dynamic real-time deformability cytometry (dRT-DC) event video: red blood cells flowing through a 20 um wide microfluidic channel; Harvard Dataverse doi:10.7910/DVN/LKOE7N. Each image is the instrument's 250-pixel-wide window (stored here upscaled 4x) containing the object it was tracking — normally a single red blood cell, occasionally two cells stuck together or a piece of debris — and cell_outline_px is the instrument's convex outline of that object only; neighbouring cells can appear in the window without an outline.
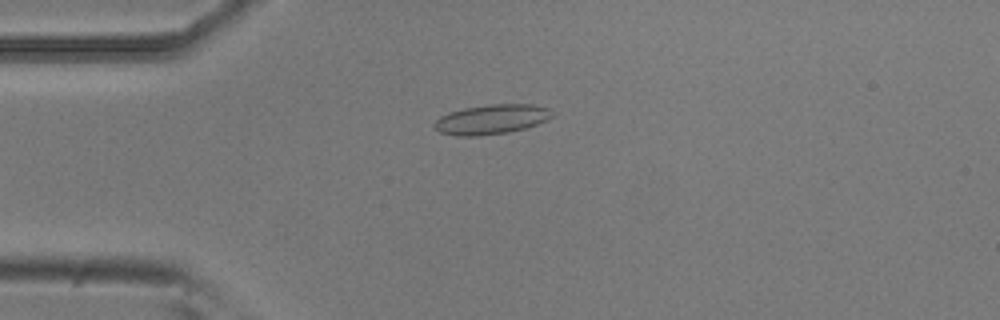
{"species": "common noctule bat (a hibernating species)", "species_latin": "Nyctalus noctula", "temperature_condition": "room temperature", "stored_images_in_passage": 51, "camera_frame_rate_fps": 3000, "um_per_image_px": 0.085, "animal": {"sex": "male", "body_mass_g": 20.5, "forearm_length_mm": 52.5}, "frame": {"image": 1, "passage_image": 11, "time_ms": 3.333, "image_size_px": [1000, 320], "cell_outline_px": [[556, 112], [548, 120], [524, 128], [508, 132], [480, 136], [456, 136], [440, 132], [432, 124], [440, 116], [448, 112], [464, 108], [488, 104], [532, 104], [548, 108]], "centroid_in_image_um": [41.78, 10.14], "position_along_channel_um": 43.2, "area_um2": 20.52}}
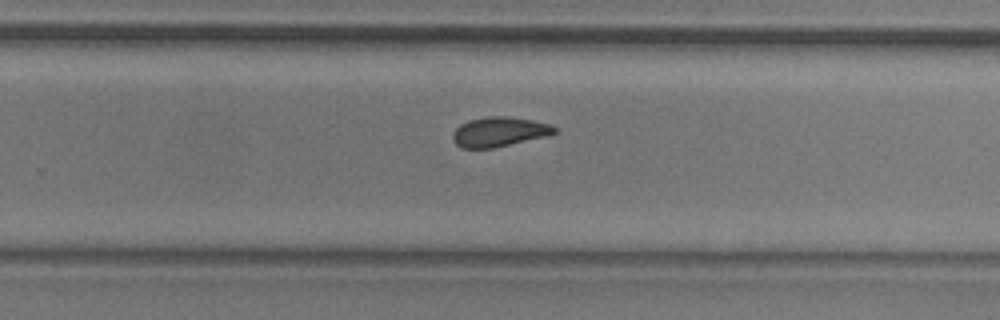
{"frame": {"image": 2, "passage_image": 32, "time_ms": 10.333, "image_size_px": [1000, 320], "cell_outline_px": [[556, 132], [548, 136], [492, 148], [460, 148], [452, 140], [452, 132], [460, 124], [468, 120], [488, 116], [508, 116], [532, 120], [548, 124], [556, 128]], "centroid_in_image_um": [42.39, 11.2], "position_along_channel_um": 287.4, "area_um2": 17.63}}
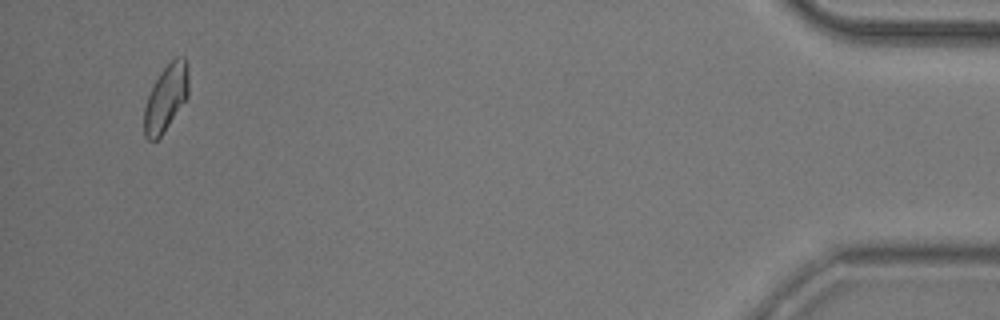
{"frame": {"image": 3, "passage_image": 49, "time_ms": 16.0, "image_size_px": [1000, 320], "cell_outline_px": [[188, 96], [164, 132], [156, 140], [148, 140], [144, 136], [144, 108], [148, 96], [160, 72], [176, 56], [184, 56], [188, 60]], "centroid_in_image_um": [14.12, 8.3], "position_along_channel_um": 421.1, "area_um2": 17.17}, "authors_computed_cell_mechanics": {"area_um2": 18.0336, "velocity_mm_per_s": 3.7688, "shape_relaxation_time_tau1_ms": 8.2436, "shape_relaxation_time_tau2_ms": 2.4431, "deformation_change_tau1": 0.1656, "deformation_change_tau2": 0.0921}}